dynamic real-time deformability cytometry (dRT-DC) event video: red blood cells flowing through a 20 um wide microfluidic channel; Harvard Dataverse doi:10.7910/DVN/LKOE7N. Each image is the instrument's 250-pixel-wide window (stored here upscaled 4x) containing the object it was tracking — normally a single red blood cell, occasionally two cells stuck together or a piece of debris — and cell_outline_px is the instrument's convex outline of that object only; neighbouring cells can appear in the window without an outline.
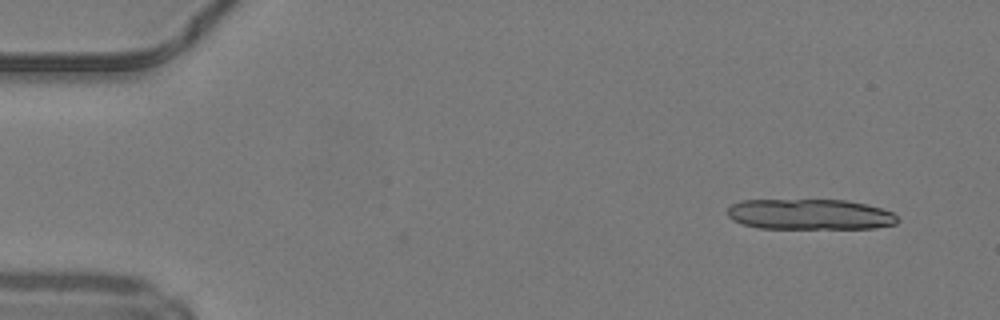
{"species": "common noctule bat (a hibernating species)", "species_latin": "Nyctalus noctula", "temperature_condition": "warm", "stored_images_in_passage": 12, "camera_frame_rate_fps": 3000, "um_per_image_px": 0.085, "animal": {"sex": "male", "body_mass_g": 19.2, "forearm_length_mm": 51.8}, "frame": {"image": 1, "passage_image": 2, "time_ms": 0.333, "image_size_px": [1000, 320], "cell_outline_px": [[900, 220], [896, 224], [876, 228], [760, 228], [744, 224], [732, 220], [728, 216], [728, 208], [732, 204], [740, 200], [844, 200], [864, 204], [880, 208], [892, 212]], "centroid_in_image_um": [68.84, 18.22], "position_along_channel_um": 16.2, "area_um2": 30.23}}